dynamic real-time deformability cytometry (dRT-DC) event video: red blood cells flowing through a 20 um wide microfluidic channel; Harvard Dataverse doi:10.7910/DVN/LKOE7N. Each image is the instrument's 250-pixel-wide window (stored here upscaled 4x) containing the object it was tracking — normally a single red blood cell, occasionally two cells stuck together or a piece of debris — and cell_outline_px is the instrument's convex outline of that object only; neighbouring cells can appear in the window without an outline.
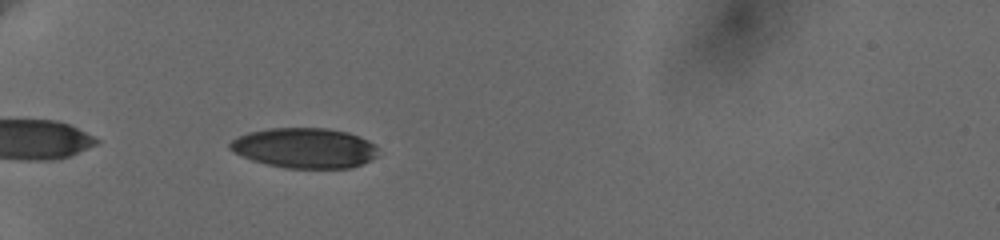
{"species": "human", "species_latin": "Homo sapiens", "temperature_condition": "cold", "stored_images_in_passage": 28, "camera_frame_rate_fps": 3000, "um_per_image_px": 0.085, "donor": {"sex": "female"}, "frame": {"image": 1, "passage_image": 3, "time_ms": 0.667, "image_size_px": [1000, 240], "cell_outline_px": [[376, 156], [364, 164], [352, 168], [284, 168], [252, 160], [228, 148], [228, 144], [232, 140], [248, 132], [272, 128], [324, 128], [348, 132], [368, 140], [376, 144]], "centroid_in_image_um": [25.92, 12.58], "position_along_channel_um": 59.1, "area_um2": 34.56}}
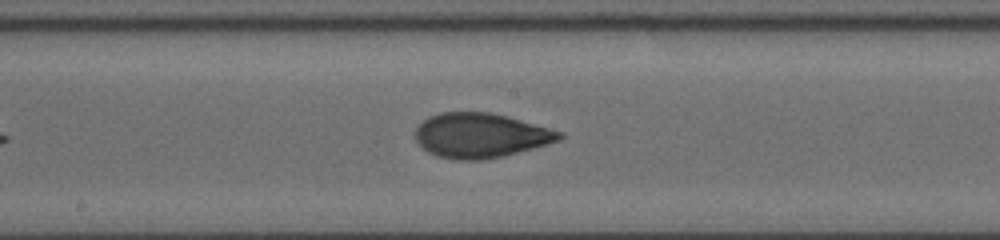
{"frame": {"image": 2, "passage_image": 17, "time_ms": 5.333, "image_size_px": [1000, 240], "cell_outline_px": [[564, 136], [560, 140], [548, 144], [500, 156], [480, 160], [456, 160], [436, 156], [428, 152], [416, 140], [416, 128], [428, 116], [440, 112], [488, 112], [508, 116], [564, 132]], "centroid_in_image_um": [40.85, 11.5], "position_along_channel_um": 207.3, "area_um2": 37.34}}
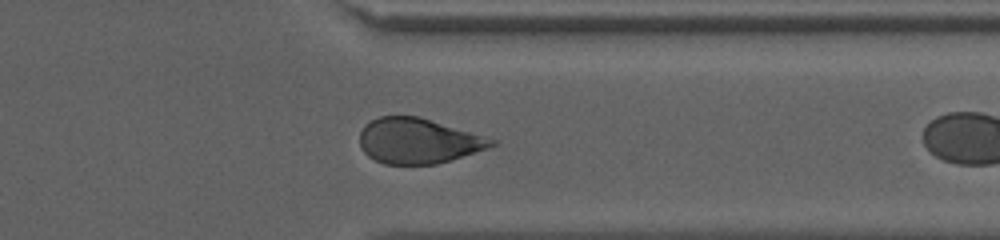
{"frame": {"image": 3, "passage_image": 27, "time_ms": 8.667, "image_size_px": [1000, 240], "cell_outline_px": [[496, 144], [488, 148], [436, 164], [384, 164], [368, 156], [364, 152], [360, 144], [360, 132], [364, 124], [380, 116], [420, 116], [484, 136], [496, 140]], "centroid_in_image_um": [35.52, 11.97], "position_along_channel_um": 375.9, "area_um2": 34.56}}